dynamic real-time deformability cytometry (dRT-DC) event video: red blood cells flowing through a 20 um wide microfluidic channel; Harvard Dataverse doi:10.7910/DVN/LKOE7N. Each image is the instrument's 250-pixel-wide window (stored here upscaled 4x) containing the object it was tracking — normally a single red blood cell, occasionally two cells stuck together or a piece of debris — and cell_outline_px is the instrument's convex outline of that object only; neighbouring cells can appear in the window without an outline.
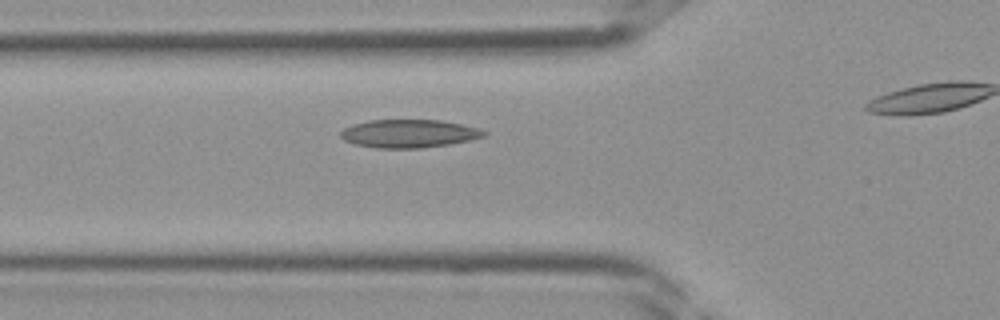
{"species": "Egyptian fruit bat (a non-hibernating species)", "species_latin": "Rousettus aegyptiacus", "temperature_condition": "room temperature", "stored_images_in_passage": 15, "camera_frame_rate_fps": 3000, "um_per_image_px": 0.085, "frame": {"image": 1, "passage_image": 9, "time_ms": 2.667, "image_size_px": [1000, 320], "cell_outline_px": [[488, 136], [448, 144], [420, 148], [376, 148], [352, 144], [344, 140], [340, 136], [340, 132], [344, 128], [352, 124], [368, 120], [440, 120], [480, 128], [488, 132]], "centroid_in_image_um": [34.74, 11.35], "position_along_channel_um": 91.1, "area_um2": 23.64}}
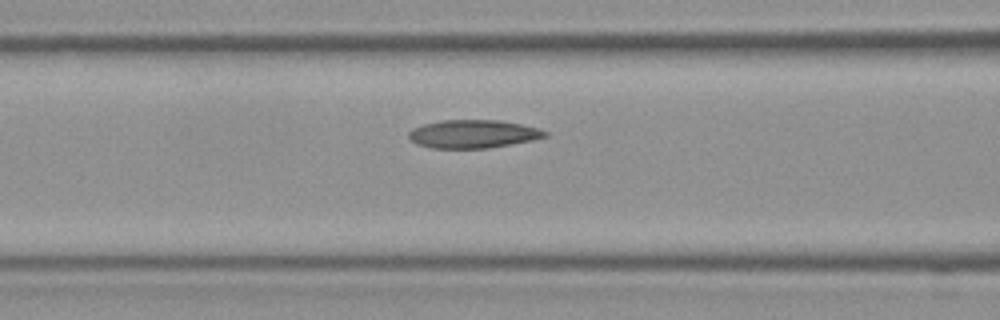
{"frame": {"image": 2, "passage_image": 11, "time_ms": 3.333, "image_size_px": [1000, 320], "cell_outline_px": [[548, 136], [532, 140], [488, 148], [432, 148], [416, 144], [408, 136], [408, 132], [412, 128], [424, 124], [440, 120], [500, 120], [540, 128], [548, 132]], "centroid_in_image_um": [40.21, 11.38], "position_along_channel_um": 126.4, "area_um2": 22.43}}
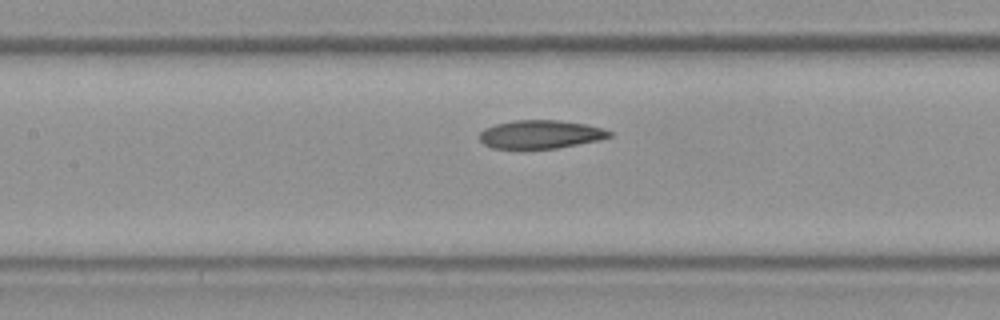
{"frame": {"image": 3, "passage_image": 13, "time_ms": 4.0, "image_size_px": [1000, 320], "cell_outline_px": [[612, 136], [600, 140], [556, 148], [492, 148], [484, 144], [480, 140], [480, 132], [484, 128], [496, 124], [512, 120], [556, 120], [584, 124], [604, 128], [612, 132]], "centroid_in_image_um": [45.95, 11.41], "position_along_channel_um": 161.5, "area_um2": 21.39}}